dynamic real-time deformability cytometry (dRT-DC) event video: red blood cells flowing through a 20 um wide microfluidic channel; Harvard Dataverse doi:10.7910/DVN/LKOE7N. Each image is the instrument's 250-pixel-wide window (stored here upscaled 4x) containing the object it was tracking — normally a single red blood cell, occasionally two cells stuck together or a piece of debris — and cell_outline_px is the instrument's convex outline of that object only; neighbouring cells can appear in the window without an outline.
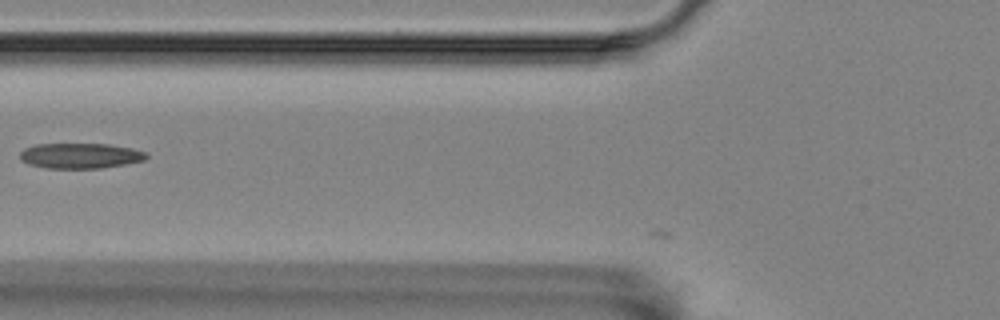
{"species": "Egyptian fruit bat (a non-hibernating species)", "species_latin": "Rousettus aegyptiacus", "temperature_condition": "room temperature", "stored_images_in_passage": 32, "camera_frame_rate_fps": 3000, "um_per_image_px": 0.085, "animal": {"sex": "female"}, "frame": {"image": 1, "passage_image": 2, "time_ms": 0.333, "image_size_px": [1000, 320], "cell_outline_px": [[148, 156], [144, 160], [124, 164], [100, 168], [48, 168], [28, 164], [20, 160], [20, 152], [24, 148], [36, 144], [108, 144], [132, 148], [144, 152]], "centroid_in_image_um": [6.78, 13.23], "position_along_channel_um": 119.0, "area_um2": 18.55}}
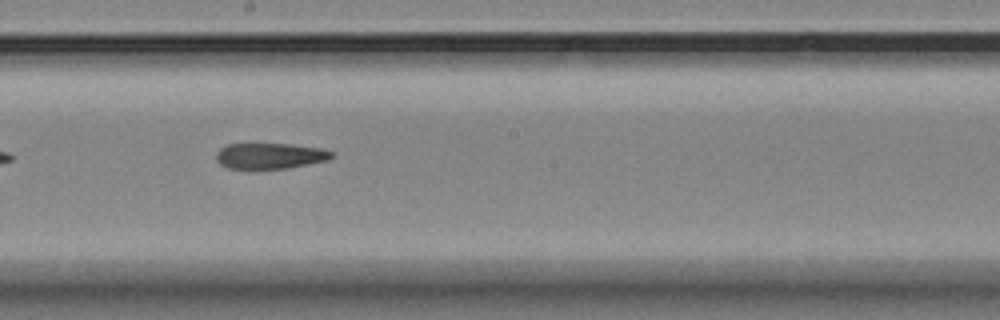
{"frame": {"image": 2, "passage_image": 11, "time_ms": 3.333, "image_size_px": [1000, 320], "cell_outline_px": [[336, 156], [328, 160], [288, 168], [228, 168], [220, 164], [216, 160], [216, 152], [220, 148], [228, 144], [292, 144], [324, 148], [332, 152]], "centroid_in_image_um": [22.99, 13.24], "position_along_channel_um": 225.2, "area_um2": 17.4}}
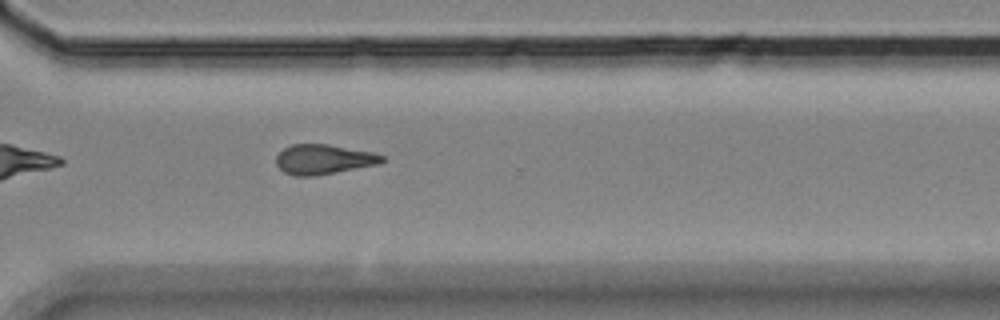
{"frame": {"image": 3, "passage_image": 21, "time_ms": 6.667, "image_size_px": [1000, 320], "cell_outline_px": [[384, 160], [380, 164], [316, 176], [296, 176], [284, 172], [276, 164], [276, 156], [284, 148], [292, 144], [328, 144], [376, 152], [384, 156]], "centroid_in_image_um": [27.54, 13.54], "position_along_channel_um": 343.1, "area_um2": 18.61}}